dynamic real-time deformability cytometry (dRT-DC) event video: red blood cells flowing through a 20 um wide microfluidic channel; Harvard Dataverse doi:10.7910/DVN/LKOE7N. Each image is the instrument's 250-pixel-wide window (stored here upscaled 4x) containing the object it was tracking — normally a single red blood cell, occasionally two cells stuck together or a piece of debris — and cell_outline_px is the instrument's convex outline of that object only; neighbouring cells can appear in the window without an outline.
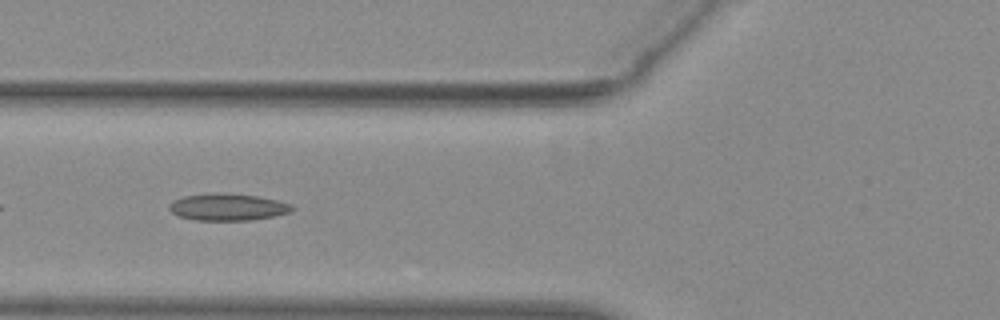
{"species": "common noctule bat (a hibernating species)", "species_latin": "Nyctalus noctula", "temperature_condition": "warm", "stored_images_in_passage": 37, "camera_frame_rate_fps": 3000, "um_per_image_px": 0.085, "animal": {"sex": "female", "body_mass_g": 29.2, "forearm_length_mm": 56.3}, "frame": {"image": 1, "passage_image": 5, "time_ms": 1.333, "image_size_px": [1000, 320], "cell_outline_px": [[296, 208], [288, 212], [272, 216], [248, 220], [196, 220], [180, 216], [172, 212], [168, 208], [168, 204], [172, 200], [184, 196], [208, 192], [212, 192], [256, 196], [276, 200], [292, 204]], "centroid_in_image_um": [19.31, 17.58], "position_along_channel_um": 106.5, "area_um2": 19.19}}
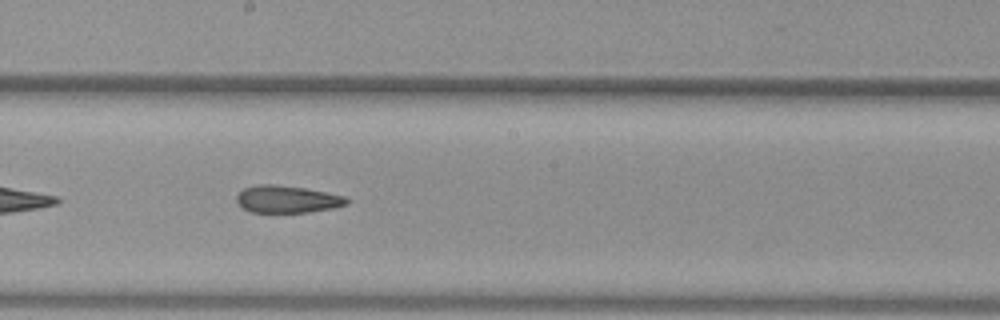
{"frame": {"image": 2, "passage_image": 14, "time_ms": 4.333, "image_size_px": [1000, 320], "cell_outline_px": [[348, 204], [332, 208], [308, 212], [252, 212], [244, 208], [236, 200], [236, 196], [244, 188], [256, 184], [276, 184], [304, 188], [344, 196], [348, 200]], "centroid_in_image_um": [24.39, 16.92], "position_along_channel_um": 223.8, "area_um2": 17.28}}
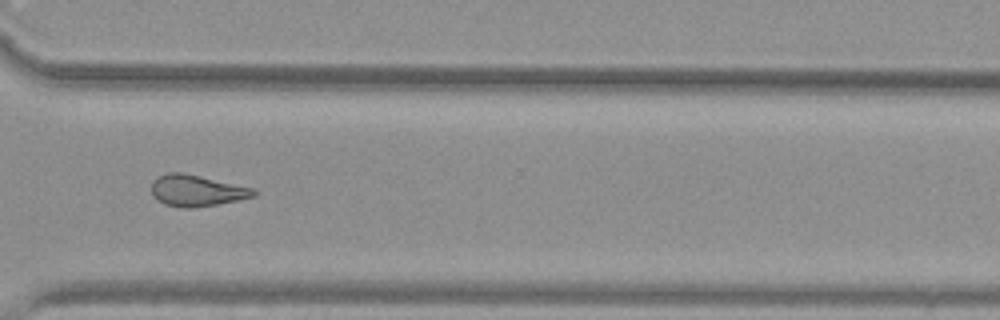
{"frame": {"image": 3, "passage_image": 24, "time_ms": 7.667, "image_size_px": [1000, 320], "cell_outline_px": [[256, 196], [240, 200], [196, 208], [184, 208], [164, 204], [152, 192], [152, 180], [168, 172], [184, 172], [256, 188]], "centroid_in_image_um": [16.79, 16.19], "position_along_channel_um": 353.8, "area_um2": 18.84}, "authors_computed_cell_mechanics": {"area_um2": 18.7272, "velocity_mm_per_s": 3.9048, "shape_relaxation_time_tau1_ms": null, "shape_relaxation_time_tau2_ms": 3.5147, "deformation_change_tau1": null, "deformation_change_tau2": 0.1243}}